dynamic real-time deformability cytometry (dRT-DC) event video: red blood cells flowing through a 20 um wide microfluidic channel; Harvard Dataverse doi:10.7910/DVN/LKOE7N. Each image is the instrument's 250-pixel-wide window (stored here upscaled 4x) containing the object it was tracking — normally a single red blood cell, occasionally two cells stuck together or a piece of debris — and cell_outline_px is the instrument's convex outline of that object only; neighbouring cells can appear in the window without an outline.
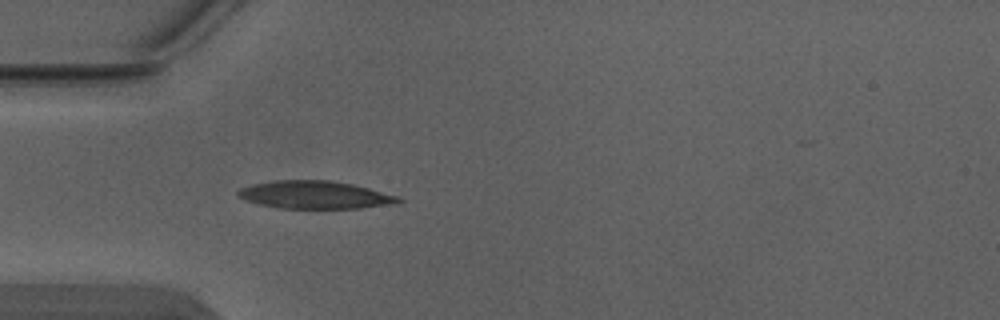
{"species": "Egyptian fruit bat (a non-hibernating species)", "species_latin": "Rousettus aegyptiacus", "temperature_condition": "warm", "stored_images_in_passage": 4, "camera_frame_rate_fps": 3000, "um_per_image_px": 0.085, "animal": {"sex": "male"}, "frame": {"image": 1, "passage_image": 4, "time_ms": 1.0, "image_size_px": [1000, 320], "cell_outline_px": [[404, 200], [396, 204], [360, 208], [280, 208], [260, 204], [248, 200], [240, 196], [236, 192], [240, 188], [252, 184], [276, 180], [328, 180], [352, 184], [368, 188], [396, 196]], "centroid_in_image_um": [26.79, 16.56], "position_along_channel_um": 58.2, "area_um2": 25.66}}